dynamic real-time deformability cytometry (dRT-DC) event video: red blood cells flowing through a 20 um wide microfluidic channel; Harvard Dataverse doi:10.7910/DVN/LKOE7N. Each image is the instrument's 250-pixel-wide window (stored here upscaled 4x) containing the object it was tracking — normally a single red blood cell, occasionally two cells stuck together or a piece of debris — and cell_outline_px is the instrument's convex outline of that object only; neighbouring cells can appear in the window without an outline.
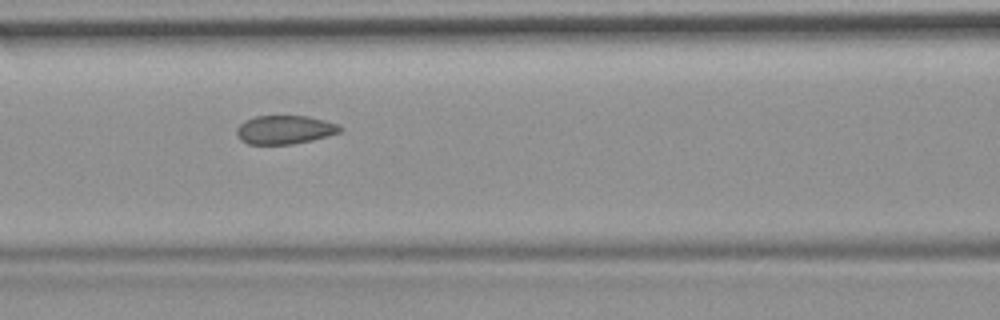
{"species": "common noctule bat (a hibernating species)", "species_latin": "Nyctalus noctula", "temperature_condition": "room temperature", "stored_images_in_passage": 55, "camera_frame_rate_fps": 3000, "um_per_image_px": 0.085, "animal": {"sex": "female", "body_mass_g": 19.9}, "frame": {"image": 1, "passage_image": 24, "time_ms": 7.667, "image_size_px": [1000, 320], "cell_outline_px": [[344, 128], [340, 132], [328, 136], [312, 140], [292, 144], [248, 144], [240, 140], [236, 136], [236, 128], [244, 120], [256, 116], [308, 116], [324, 120], [336, 124]], "centroid_in_image_um": [24.17, 11.03], "position_along_channel_um": 142.4, "area_um2": 17.34}, "authors_computed_cell_mechanics": {"area_um2": 18.207, "velocity_mm_per_s": 3.6841, "shape_relaxation_time_tau1_ms": null, "shape_relaxation_time_tau2_ms": 1.2399, "deformation_change_tau1": null, "deformation_change_tau2": 0.053}}